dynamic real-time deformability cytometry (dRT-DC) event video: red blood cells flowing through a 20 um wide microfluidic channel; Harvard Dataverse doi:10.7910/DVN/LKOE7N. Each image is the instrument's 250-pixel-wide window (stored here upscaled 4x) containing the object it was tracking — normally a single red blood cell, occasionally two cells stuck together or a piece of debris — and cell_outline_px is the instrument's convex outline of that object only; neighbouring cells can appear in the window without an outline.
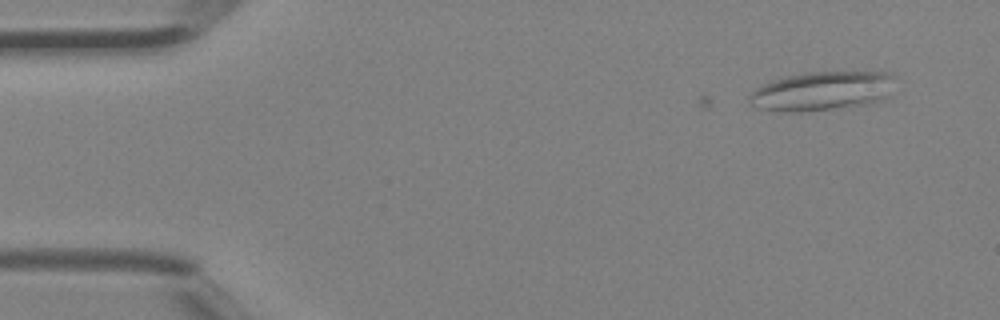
{"species": "Egyptian fruit bat (a non-hibernating species)", "species_latin": "Rousettus aegyptiacus", "temperature_condition": "room temperature", "stored_images_in_passage": 3, "camera_frame_rate_fps": 3000, "um_per_image_px": 0.085, "animal": {"sex": "female"}, "frame": {"image": 1, "passage_image": 3, "time_ms": 0.667, "image_size_px": [1000, 320], "cell_outline_px": [[888, 76], [880, 96], [872, 104], [792, 112], [764, 108], [752, 104], [752, 96], [764, 84], [772, 80], [804, 72], [884, 72]], "centroid_in_image_um": [69.74, 7.73], "position_along_channel_um": 15.3, "area_um2": 30.75}}